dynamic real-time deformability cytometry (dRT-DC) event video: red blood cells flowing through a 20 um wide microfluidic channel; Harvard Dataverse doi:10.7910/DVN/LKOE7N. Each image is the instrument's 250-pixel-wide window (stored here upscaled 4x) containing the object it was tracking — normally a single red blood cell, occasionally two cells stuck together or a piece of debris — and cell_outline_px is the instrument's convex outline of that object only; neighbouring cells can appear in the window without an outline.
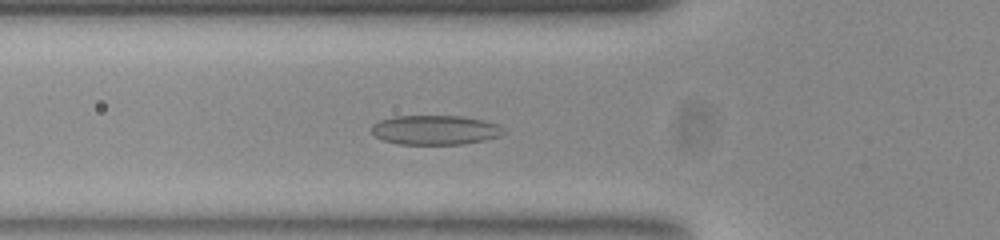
{"species": "common noctule bat (a hibernating species)", "species_latin": "Nyctalus noctula", "temperature_condition": "room temperature", "stored_images_in_passage": 42, "camera_frame_rate_fps": 3000, "um_per_image_px": 0.085, "animal": {"sex": "female", "body_mass_g": 23.0, "forearm_length_mm": 53.4}, "frame": {"image": 1, "passage_image": 6, "time_ms": 1.667, "image_size_px": [1000, 240], "cell_outline_px": [[504, 132], [500, 136], [484, 140], [464, 144], [400, 144], [384, 140], [376, 136], [372, 132], [372, 124], [380, 120], [392, 116], [460, 116], [484, 120], [496, 124], [504, 128]], "centroid_in_image_um": [36.99, 11.04], "position_along_channel_um": 88.8, "area_um2": 22.6}}
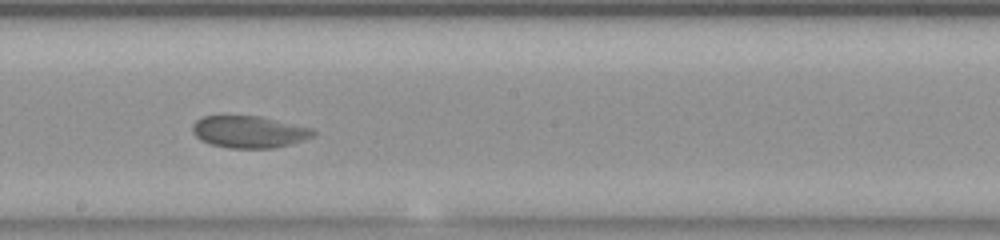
{"frame": {"image": 2, "passage_image": 17, "time_ms": 5.333, "image_size_px": [1000, 240], "cell_outline_px": [[316, 132], [312, 136], [304, 140], [292, 144], [272, 148], [228, 148], [208, 144], [200, 140], [192, 132], [192, 124], [196, 120], [204, 116], [260, 116], [312, 128]], "centroid_in_image_um": [21.15, 11.21], "position_along_channel_um": 227.1, "area_um2": 22.6}}
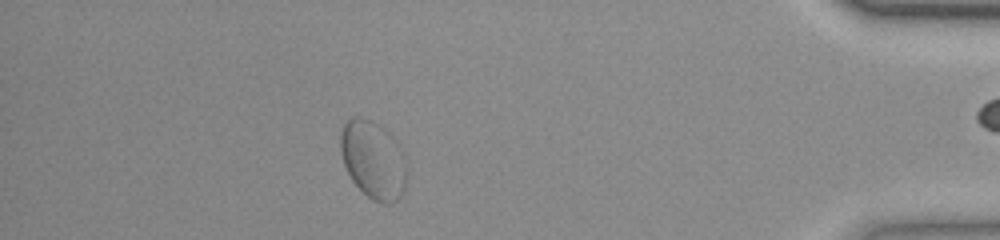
{"frame": {"image": 3, "passage_image": 35, "time_ms": 11.333, "image_size_px": [1000, 240], "cell_outline_px": [[408, 172], [404, 192], [400, 200], [392, 204], [380, 204], [372, 200], [352, 180], [344, 164], [340, 152], [340, 132], [344, 124], [352, 116], [360, 116], [372, 120], [384, 128], [400, 144], [404, 152], [408, 164]], "centroid_in_image_um": [31.78, 13.59], "position_along_channel_um": 403.4, "area_um2": 31.04}}